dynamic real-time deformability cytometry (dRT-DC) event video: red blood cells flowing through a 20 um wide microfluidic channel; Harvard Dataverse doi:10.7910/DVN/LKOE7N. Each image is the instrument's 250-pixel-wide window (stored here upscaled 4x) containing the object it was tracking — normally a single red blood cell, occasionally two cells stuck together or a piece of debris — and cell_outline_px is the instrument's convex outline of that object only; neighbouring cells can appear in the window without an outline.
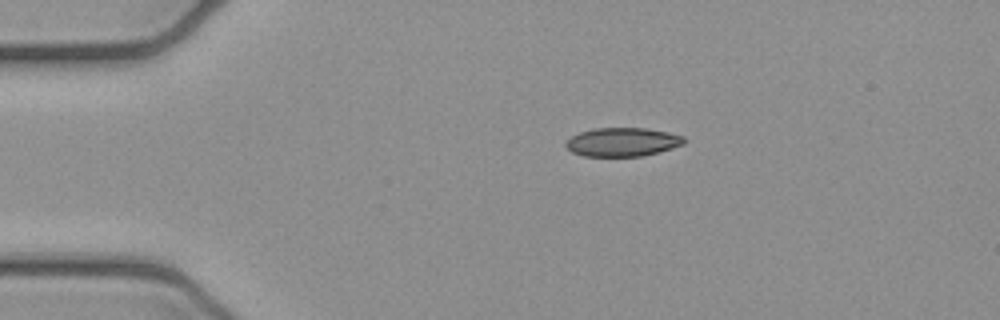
{"species": "common noctule bat (a hibernating species)", "species_latin": "Nyctalus noctula", "temperature_condition": "cold", "stored_images_in_passage": 3, "camera_frame_rate_fps": 3000, "um_per_image_px": 0.085, "animal": {"sex": "female", "body_mass_g": 21.9}, "frame": {"image": 1, "passage_image": 1, "time_ms": 0.0, "image_size_px": [1000, 320], "cell_outline_px": [[688, 140], [684, 144], [672, 148], [640, 156], [584, 156], [572, 152], [564, 144], [572, 136], [580, 132], [592, 128], [644, 128], [668, 132], [684, 136]], "centroid_in_image_um": [52.93, 12.06], "position_along_channel_um": 32.1, "area_um2": 19.71}}
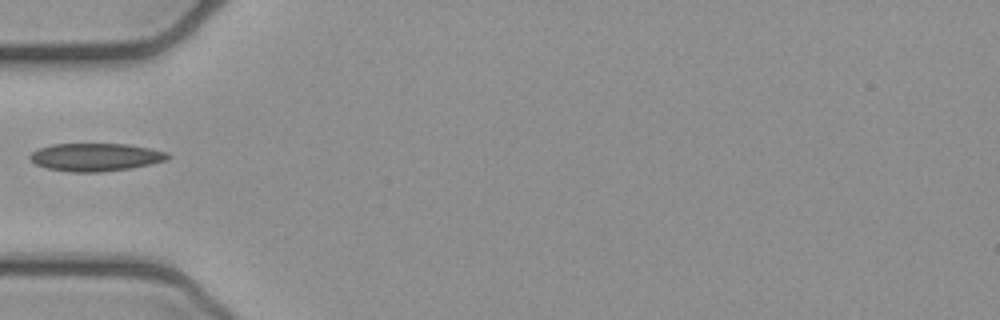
{"frame": {"image": 2, "passage_image": 3, "time_ms": 0.667, "image_size_px": [1000, 320], "cell_outline_px": [[168, 160], [132, 168], [100, 172], [68, 172], [44, 168], [36, 164], [28, 156], [32, 152], [40, 148], [52, 144], [128, 144], [168, 152]], "centroid_in_image_um": [8.11, 13.36], "position_along_channel_um": 76.9, "area_um2": 22.43}}